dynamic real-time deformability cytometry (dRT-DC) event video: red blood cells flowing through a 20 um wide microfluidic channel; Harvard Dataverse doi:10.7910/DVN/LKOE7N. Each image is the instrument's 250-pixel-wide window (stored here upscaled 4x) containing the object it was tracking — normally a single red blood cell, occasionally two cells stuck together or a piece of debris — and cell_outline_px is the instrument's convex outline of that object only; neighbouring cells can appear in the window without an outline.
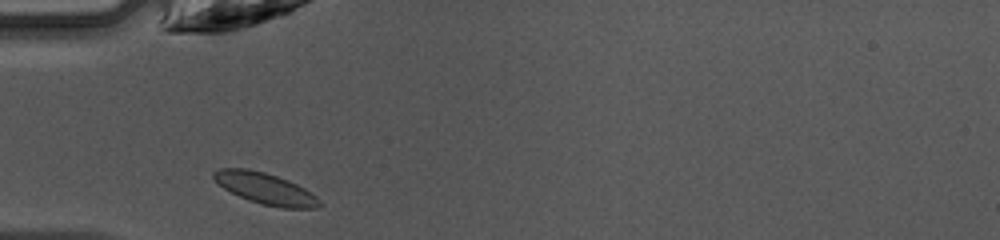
{"species": "common noctule bat (a hibernating species)", "species_latin": "Nyctalus noctula", "temperature_condition": "warm", "stored_images_in_passage": 28, "camera_frame_rate_fps": 3000, "um_per_image_px": 0.085, "animal": {"sex": "female", "body_mass_g": 10.0, "forearm_length_mm": 53.1}, "frame": {"image": 1, "passage_image": 1, "time_ms": 0.0, "image_size_px": [1000, 240], "cell_outline_px": [[324, 204], [316, 208], [284, 208], [264, 204], [248, 200], [224, 188], [212, 176], [212, 172], [220, 168], [248, 168], [264, 172], [288, 180], [304, 188], [316, 196]], "centroid_in_image_um": [22.58, 16.02], "position_along_channel_um": 62.4, "area_um2": 19.07}}
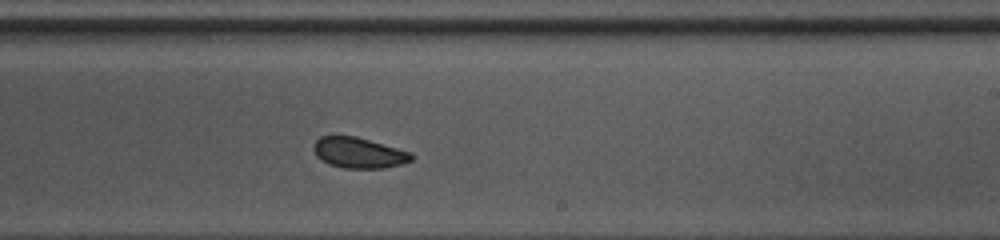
{"frame": {"image": 2, "passage_image": 15, "time_ms": 4.667, "image_size_px": [1000, 240], "cell_outline_px": [[412, 160], [404, 164], [384, 168], [344, 168], [328, 164], [316, 156], [312, 148], [316, 140], [320, 136], [356, 136], [412, 152]], "centroid_in_image_um": [30.5, 12.99], "position_along_channel_um": 258.5, "area_um2": 17.57}}
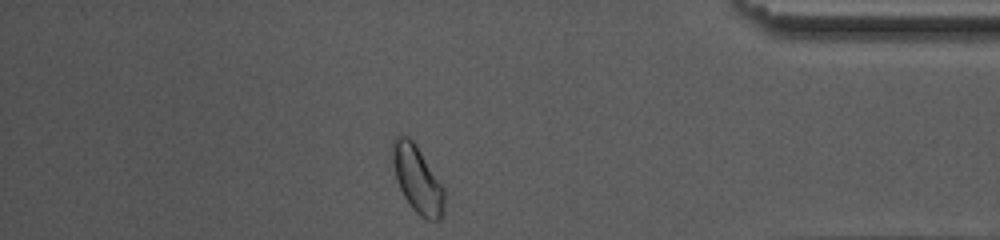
{"frame": {"image": 3, "passage_image": 27, "time_ms": 8.667, "image_size_px": [1000, 240], "cell_outline_px": [[444, 212], [440, 220], [428, 220], [420, 216], [412, 208], [404, 196], [396, 180], [392, 160], [392, 140], [396, 136], [408, 136], [412, 140], [444, 188]], "centroid_in_image_um": [35.47, 15.26], "position_along_channel_um": 399.7, "area_um2": 19.94}, "authors_computed_cell_mechanics": {"area_um2": 18.0047, "velocity_mm_per_s": 4.2331, "shape_relaxation_time_tau1_ms": 2.4941, "shape_relaxation_time_tau2_ms": null, "deformation_change_tau1": 0.0538, "deformation_change_tau2": null}}